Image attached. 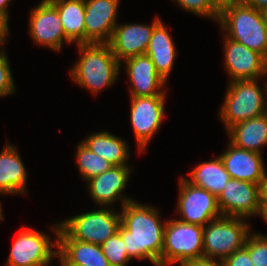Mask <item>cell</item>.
Here are the masks:
<instances>
[{"mask_svg":"<svg viewBox=\"0 0 267 266\" xmlns=\"http://www.w3.org/2000/svg\"><path fill=\"white\" fill-rule=\"evenodd\" d=\"M159 208L138 200L127 202L120 210L121 224L118 228L131 260H148L161 266L164 229Z\"/></svg>","mask_w":267,"mask_h":266,"instance_id":"cell-1","label":"cell"},{"mask_svg":"<svg viewBox=\"0 0 267 266\" xmlns=\"http://www.w3.org/2000/svg\"><path fill=\"white\" fill-rule=\"evenodd\" d=\"M76 47L79 57L69 71V78L95 96L104 88H111L118 80L122 66L110 44L84 43L76 44Z\"/></svg>","mask_w":267,"mask_h":266,"instance_id":"cell-2","label":"cell"},{"mask_svg":"<svg viewBox=\"0 0 267 266\" xmlns=\"http://www.w3.org/2000/svg\"><path fill=\"white\" fill-rule=\"evenodd\" d=\"M217 24L224 36L242 43L267 59V25L262 10L241 2L223 9Z\"/></svg>","mask_w":267,"mask_h":266,"instance_id":"cell-3","label":"cell"},{"mask_svg":"<svg viewBox=\"0 0 267 266\" xmlns=\"http://www.w3.org/2000/svg\"><path fill=\"white\" fill-rule=\"evenodd\" d=\"M261 79L228 81L224 101L217 114L226 131L239 122L265 113L267 81L261 88Z\"/></svg>","mask_w":267,"mask_h":266,"instance_id":"cell-4","label":"cell"},{"mask_svg":"<svg viewBox=\"0 0 267 266\" xmlns=\"http://www.w3.org/2000/svg\"><path fill=\"white\" fill-rule=\"evenodd\" d=\"M251 230L245 218L221 216L210 221L203 227V259L224 261L245 247Z\"/></svg>","mask_w":267,"mask_h":266,"instance_id":"cell-5","label":"cell"},{"mask_svg":"<svg viewBox=\"0 0 267 266\" xmlns=\"http://www.w3.org/2000/svg\"><path fill=\"white\" fill-rule=\"evenodd\" d=\"M50 228L55 234L54 240L50 234L24 225L11 245L4 266H50L52 261L58 258L60 223L54 222Z\"/></svg>","mask_w":267,"mask_h":266,"instance_id":"cell-6","label":"cell"},{"mask_svg":"<svg viewBox=\"0 0 267 266\" xmlns=\"http://www.w3.org/2000/svg\"><path fill=\"white\" fill-rule=\"evenodd\" d=\"M203 259V227L168 218L163 238L161 266Z\"/></svg>","mask_w":267,"mask_h":266,"instance_id":"cell-7","label":"cell"},{"mask_svg":"<svg viewBox=\"0 0 267 266\" xmlns=\"http://www.w3.org/2000/svg\"><path fill=\"white\" fill-rule=\"evenodd\" d=\"M114 207L83 211L59 221L60 227L74 240L101 245L118 232L121 224L120 210Z\"/></svg>","mask_w":267,"mask_h":266,"instance_id":"cell-8","label":"cell"},{"mask_svg":"<svg viewBox=\"0 0 267 266\" xmlns=\"http://www.w3.org/2000/svg\"><path fill=\"white\" fill-rule=\"evenodd\" d=\"M178 198L175 215L181 222L204 227L210 221L222 216L217 197L201 187L190 184L185 176L178 180Z\"/></svg>","mask_w":267,"mask_h":266,"instance_id":"cell-9","label":"cell"},{"mask_svg":"<svg viewBox=\"0 0 267 266\" xmlns=\"http://www.w3.org/2000/svg\"><path fill=\"white\" fill-rule=\"evenodd\" d=\"M167 95L130 96V122L139 153H146L150 141L160 130L165 118Z\"/></svg>","mask_w":267,"mask_h":266,"instance_id":"cell-10","label":"cell"},{"mask_svg":"<svg viewBox=\"0 0 267 266\" xmlns=\"http://www.w3.org/2000/svg\"><path fill=\"white\" fill-rule=\"evenodd\" d=\"M31 9L28 33L36 46L46 47L58 53L64 43L72 44L65 37L57 8L49 0H41Z\"/></svg>","mask_w":267,"mask_h":266,"instance_id":"cell-11","label":"cell"},{"mask_svg":"<svg viewBox=\"0 0 267 266\" xmlns=\"http://www.w3.org/2000/svg\"><path fill=\"white\" fill-rule=\"evenodd\" d=\"M224 69L228 81L255 80L267 77V59L258 52L247 48L223 34Z\"/></svg>","mask_w":267,"mask_h":266,"instance_id":"cell-12","label":"cell"},{"mask_svg":"<svg viewBox=\"0 0 267 266\" xmlns=\"http://www.w3.org/2000/svg\"><path fill=\"white\" fill-rule=\"evenodd\" d=\"M134 171V166H113L99 176L89 179L86 182L87 190L95 206L97 204V208L113 207L116 202H120L122 208L127 202L135 200L123 194Z\"/></svg>","mask_w":267,"mask_h":266,"instance_id":"cell-13","label":"cell"},{"mask_svg":"<svg viewBox=\"0 0 267 266\" xmlns=\"http://www.w3.org/2000/svg\"><path fill=\"white\" fill-rule=\"evenodd\" d=\"M222 216L256 218L260 202V186L247 181L230 178L217 197Z\"/></svg>","mask_w":267,"mask_h":266,"instance_id":"cell-14","label":"cell"},{"mask_svg":"<svg viewBox=\"0 0 267 266\" xmlns=\"http://www.w3.org/2000/svg\"><path fill=\"white\" fill-rule=\"evenodd\" d=\"M155 16L152 23H118L109 42L116 59L122 61L146 54L154 28L161 22Z\"/></svg>","mask_w":267,"mask_h":266,"instance_id":"cell-15","label":"cell"},{"mask_svg":"<svg viewBox=\"0 0 267 266\" xmlns=\"http://www.w3.org/2000/svg\"><path fill=\"white\" fill-rule=\"evenodd\" d=\"M121 0H85V43H109Z\"/></svg>","mask_w":267,"mask_h":266,"instance_id":"cell-16","label":"cell"},{"mask_svg":"<svg viewBox=\"0 0 267 266\" xmlns=\"http://www.w3.org/2000/svg\"><path fill=\"white\" fill-rule=\"evenodd\" d=\"M120 65H125L123 68L130 83V96L150 97L167 94V82L156 72L154 63L147 54L128 58Z\"/></svg>","mask_w":267,"mask_h":266,"instance_id":"cell-17","label":"cell"},{"mask_svg":"<svg viewBox=\"0 0 267 266\" xmlns=\"http://www.w3.org/2000/svg\"><path fill=\"white\" fill-rule=\"evenodd\" d=\"M219 157L230 178L260 185L266 171L262 154L237 148L229 142Z\"/></svg>","mask_w":267,"mask_h":266,"instance_id":"cell-18","label":"cell"},{"mask_svg":"<svg viewBox=\"0 0 267 266\" xmlns=\"http://www.w3.org/2000/svg\"><path fill=\"white\" fill-rule=\"evenodd\" d=\"M18 148L6 141L0 152V193L28 195V172Z\"/></svg>","mask_w":267,"mask_h":266,"instance_id":"cell-19","label":"cell"},{"mask_svg":"<svg viewBox=\"0 0 267 266\" xmlns=\"http://www.w3.org/2000/svg\"><path fill=\"white\" fill-rule=\"evenodd\" d=\"M58 261L61 265L110 266L100 245L74 240L61 227L58 233Z\"/></svg>","mask_w":267,"mask_h":266,"instance_id":"cell-20","label":"cell"},{"mask_svg":"<svg viewBox=\"0 0 267 266\" xmlns=\"http://www.w3.org/2000/svg\"><path fill=\"white\" fill-rule=\"evenodd\" d=\"M146 54L154 63L156 72L167 82L178 50L163 21L154 28Z\"/></svg>","mask_w":267,"mask_h":266,"instance_id":"cell-21","label":"cell"},{"mask_svg":"<svg viewBox=\"0 0 267 266\" xmlns=\"http://www.w3.org/2000/svg\"><path fill=\"white\" fill-rule=\"evenodd\" d=\"M225 133L229 142L235 147L262 154V148L267 146V115L264 113L239 122Z\"/></svg>","mask_w":267,"mask_h":266,"instance_id":"cell-22","label":"cell"},{"mask_svg":"<svg viewBox=\"0 0 267 266\" xmlns=\"http://www.w3.org/2000/svg\"><path fill=\"white\" fill-rule=\"evenodd\" d=\"M81 142L92 152L103 157L114 166L129 165L130 146L125 139L103 130L87 135Z\"/></svg>","mask_w":267,"mask_h":266,"instance_id":"cell-23","label":"cell"},{"mask_svg":"<svg viewBox=\"0 0 267 266\" xmlns=\"http://www.w3.org/2000/svg\"><path fill=\"white\" fill-rule=\"evenodd\" d=\"M58 11L65 37L74 45L85 43V0H49Z\"/></svg>","mask_w":267,"mask_h":266,"instance_id":"cell-24","label":"cell"},{"mask_svg":"<svg viewBox=\"0 0 267 266\" xmlns=\"http://www.w3.org/2000/svg\"><path fill=\"white\" fill-rule=\"evenodd\" d=\"M188 174L190 177H185V179L190 184L206 189L216 197L220 195L230 179L219 155L208 161L199 162Z\"/></svg>","mask_w":267,"mask_h":266,"instance_id":"cell-25","label":"cell"},{"mask_svg":"<svg viewBox=\"0 0 267 266\" xmlns=\"http://www.w3.org/2000/svg\"><path fill=\"white\" fill-rule=\"evenodd\" d=\"M75 151L76 168L84 182L99 176L114 166L103 157L90 151L82 142L78 143Z\"/></svg>","mask_w":267,"mask_h":266,"instance_id":"cell-26","label":"cell"},{"mask_svg":"<svg viewBox=\"0 0 267 266\" xmlns=\"http://www.w3.org/2000/svg\"><path fill=\"white\" fill-rule=\"evenodd\" d=\"M100 246L110 266H127L130 264L131 259L119 232L115 233Z\"/></svg>","mask_w":267,"mask_h":266,"instance_id":"cell-27","label":"cell"},{"mask_svg":"<svg viewBox=\"0 0 267 266\" xmlns=\"http://www.w3.org/2000/svg\"><path fill=\"white\" fill-rule=\"evenodd\" d=\"M172 2L185 12L187 11L199 18L211 19L215 23L218 22L219 12L213 7L210 0H173Z\"/></svg>","mask_w":267,"mask_h":266,"instance_id":"cell-28","label":"cell"},{"mask_svg":"<svg viewBox=\"0 0 267 266\" xmlns=\"http://www.w3.org/2000/svg\"><path fill=\"white\" fill-rule=\"evenodd\" d=\"M245 247L254 266H267V234L253 231L247 238Z\"/></svg>","mask_w":267,"mask_h":266,"instance_id":"cell-29","label":"cell"},{"mask_svg":"<svg viewBox=\"0 0 267 266\" xmlns=\"http://www.w3.org/2000/svg\"><path fill=\"white\" fill-rule=\"evenodd\" d=\"M0 49V98L16 94V83L10 66L8 53Z\"/></svg>","mask_w":267,"mask_h":266,"instance_id":"cell-30","label":"cell"},{"mask_svg":"<svg viewBox=\"0 0 267 266\" xmlns=\"http://www.w3.org/2000/svg\"><path fill=\"white\" fill-rule=\"evenodd\" d=\"M223 263L224 266H254L246 247L228 256Z\"/></svg>","mask_w":267,"mask_h":266,"instance_id":"cell-31","label":"cell"},{"mask_svg":"<svg viewBox=\"0 0 267 266\" xmlns=\"http://www.w3.org/2000/svg\"><path fill=\"white\" fill-rule=\"evenodd\" d=\"M10 28L9 21L0 14V49L5 48V42H9Z\"/></svg>","mask_w":267,"mask_h":266,"instance_id":"cell-32","label":"cell"},{"mask_svg":"<svg viewBox=\"0 0 267 266\" xmlns=\"http://www.w3.org/2000/svg\"><path fill=\"white\" fill-rule=\"evenodd\" d=\"M179 266H224V263L217 260L199 259L184 262Z\"/></svg>","mask_w":267,"mask_h":266,"instance_id":"cell-33","label":"cell"},{"mask_svg":"<svg viewBox=\"0 0 267 266\" xmlns=\"http://www.w3.org/2000/svg\"><path fill=\"white\" fill-rule=\"evenodd\" d=\"M213 7L220 13L223 9L243 2V0H210Z\"/></svg>","mask_w":267,"mask_h":266,"instance_id":"cell-34","label":"cell"},{"mask_svg":"<svg viewBox=\"0 0 267 266\" xmlns=\"http://www.w3.org/2000/svg\"><path fill=\"white\" fill-rule=\"evenodd\" d=\"M256 216H259L267 225V199H260L259 209Z\"/></svg>","mask_w":267,"mask_h":266,"instance_id":"cell-35","label":"cell"},{"mask_svg":"<svg viewBox=\"0 0 267 266\" xmlns=\"http://www.w3.org/2000/svg\"><path fill=\"white\" fill-rule=\"evenodd\" d=\"M243 2L258 10H264L267 8V0H243Z\"/></svg>","mask_w":267,"mask_h":266,"instance_id":"cell-36","label":"cell"},{"mask_svg":"<svg viewBox=\"0 0 267 266\" xmlns=\"http://www.w3.org/2000/svg\"><path fill=\"white\" fill-rule=\"evenodd\" d=\"M12 0H0V14L3 15L8 21H10L9 5Z\"/></svg>","mask_w":267,"mask_h":266,"instance_id":"cell-37","label":"cell"},{"mask_svg":"<svg viewBox=\"0 0 267 266\" xmlns=\"http://www.w3.org/2000/svg\"><path fill=\"white\" fill-rule=\"evenodd\" d=\"M260 199H267V170L260 182Z\"/></svg>","mask_w":267,"mask_h":266,"instance_id":"cell-38","label":"cell"},{"mask_svg":"<svg viewBox=\"0 0 267 266\" xmlns=\"http://www.w3.org/2000/svg\"><path fill=\"white\" fill-rule=\"evenodd\" d=\"M0 195H5V194L0 193ZM3 214L4 213H3L2 203L0 202V223H2L1 221H3L5 218Z\"/></svg>","mask_w":267,"mask_h":266,"instance_id":"cell-39","label":"cell"},{"mask_svg":"<svg viewBox=\"0 0 267 266\" xmlns=\"http://www.w3.org/2000/svg\"><path fill=\"white\" fill-rule=\"evenodd\" d=\"M263 14H264L266 25H267V8L263 10Z\"/></svg>","mask_w":267,"mask_h":266,"instance_id":"cell-40","label":"cell"},{"mask_svg":"<svg viewBox=\"0 0 267 266\" xmlns=\"http://www.w3.org/2000/svg\"><path fill=\"white\" fill-rule=\"evenodd\" d=\"M265 114L267 115V91H266V100H265Z\"/></svg>","mask_w":267,"mask_h":266,"instance_id":"cell-41","label":"cell"}]
</instances>
